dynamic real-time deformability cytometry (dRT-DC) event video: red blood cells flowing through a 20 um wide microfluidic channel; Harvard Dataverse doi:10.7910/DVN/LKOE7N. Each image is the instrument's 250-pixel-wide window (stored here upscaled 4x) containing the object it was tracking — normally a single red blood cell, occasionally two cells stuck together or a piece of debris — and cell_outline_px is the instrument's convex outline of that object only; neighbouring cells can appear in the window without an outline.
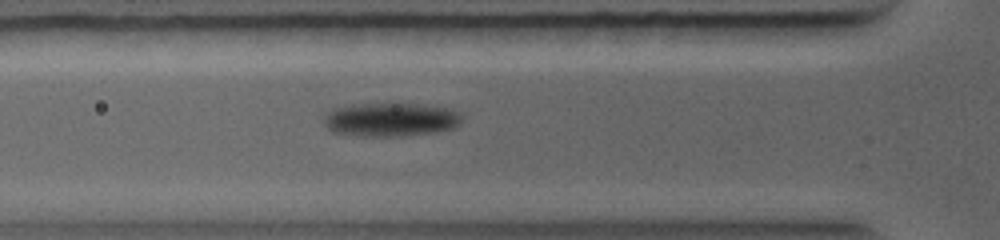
{"species": "common noctule bat (a hibernating species)", "species_latin": "Nyctalus noctula", "temperature_condition": "warm", "stored_images_in_passage": 9, "camera_frame_rate_fps": 5000, "um_per_image_px": 0.085, "animal": {"sex": "female", "body_mass_g": 19.0, "forearm_length_mm": 56.7}, "frame": {"image": 1, "passage_image": 6, "time_ms": 2.8, "image_size_px": [1000, 240], "cell_outline_px": [[464, 120], [460, 124], [452, 128], [432, 132], [392, 136], [372, 136], [332, 132], [324, 124], [324, 112], [332, 108], [352, 104], [424, 104], [452, 108], [460, 112], [464, 116]], "centroid_in_image_um": [33.23, 10.13], "position_along_channel_um": 92.6, "area_um2": 27.22}}
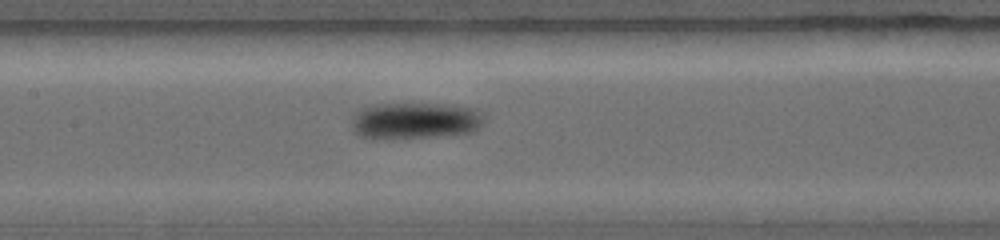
{"frame": {"image": 2, "passage_image": 9, "time_ms": 4.4, "image_size_px": [1000, 240], "cell_outline_px": [[484, 120], [472, 132], [428, 136], [376, 140], [372, 140], [360, 136], [352, 128], [352, 112], [360, 108], [372, 104], [456, 104], [472, 108], [484, 112]], "centroid_in_image_um": [35.21, 10.24], "position_along_channel_um": 172.2, "area_um2": 28.55}}